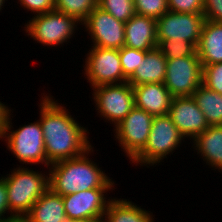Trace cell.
Returning <instances> with one entry per match:
<instances>
[{
	"label": "cell",
	"mask_w": 222,
	"mask_h": 222,
	"mask_svg": "<svg viewBox=\"0 0 222 222\" xmlns=\"http://www.w3.org/2000/svg\"><path fill=\"white\" fill-rule=\"evenodd\" d=\"M204 22V14L168 11L156 20L157 40L184 39L197 47Z\"/></svg>",
	"instance_id": "13"
},
{
	"label": "cell",
	"mask_w": 222,
	"mask_h": 222,
	"mask_svg": "<svg viewBox=\"0 0 222 222\" xmlns=\"http://www.w3.org/2000/svg\"><path fill=\"white\" fill-rule=\"evenodd\" d=\"M26 13L31 11L30 14H44L46 12L55 10V0H17Z\"/></svg>",
	"instance_id": "30"
},
{
	"label": "cell",
	"mask_w": 222,
	"mask_h": 222,
	"mask_svg": "<svg viewBox=\"0 0 222 222\" xmlns=\"http://www.w3.org/2000/svg\"><path fill=\"white\" fill-rule=\"evenodd\" d=\"M185 140L168 114L155 116L146 146L130 164L132 167L135 165L146 168L161 165L165 162L164 159H168L167 156H171L184 142H188Z\"/></svg>",
	"instance_id": "6"
},
{
	"label": "cell",
	"mask_w": 222,
	"mask_h": 222,
	"mask_svg": "<svg viewBox=\"0 0 222 222\" xmlns=\"http://www.w3.org/2000/svg\"><path fill=\"white\" fill-rule=\"evenodd\" d=\"M90 36L91 46L121 49L125 44V22L96 7L81 23Z\"/></svg>",
	"instance_id": "11"
},
{
	"label": "cell",
	"mask_w": 222,
	"mask_h": 222,
	"mask_svg": "<svg viewBox=\"0 0 222 222\" xmlns=\"http://www.w3.org/2000/svg\"><path fill=\"white\" fill-rule=\"evenodd\" d=\"M209 126L222 125V95L201 84L192 95Z\"/></svg>",
	"instance_id": "22"
},
{
	"label": "cell",
	"mask_w": 222,
	"mask_h": 222,
	"mask_svg": "<svg viewBox=\"0 0 222 222\" xmlns=\"http://www.w3.org/2000/svg\"><path fill=\"white\" fill-rule=\"evenodd\" d=\"M138 15L158 20L168 12V0H133Z\"/></svg>",
	"instance_id": "27"
},
{
	"label": "cell",
	"mask_w": 222,
	"mask_h": 222,
	"mask_svg": "<svg viewBox=\"0 0 222 222\" xmlns=\"http://www.w3.org/2000/svg\"><path fill=\"white\" fill-rule=\"evenodd\" d=\"M88 50L81 68L91 88L128 82L121 68L119 49L89 46Z\"/></svg>",
	"instance_id": "8"
},
{
	"label": "cell",
	"mask_w": 222,
	"mask_h": 222,
	"mask_svg": "<svg viewBox=\"0 0 222 222\" xmlns=\"http://www.w3.org/2000/svg\"><path fill=\"white\" fill-rule=\"evenodd\" d=\"M147 52L148 51L132 49L126 46L119 49L121 68L127 79L134 74L136 68L145 58Z\"/></svg>",
	"instance_id": "26"
},
{
	"label": "cell",
	"mask_w": 222,
	"mask_h": 222,
	"mask_svg": "<svg viewBox=\"0 0 222 222\" xmlns=\"http://www.w3.org/2000/svg\"><path fill=\"white\" fill-rule=\"evenodd\" d=\"M114 189L116 188H92L62 196L69 220L102 222L107 205L112 199L106 194H110Z\"/></svg>",
	"instance_id": "12"
},
{
	"label": "cell",
	"mask_w": 222,
	"mask_h": 222,
	"mask_svg": "<svg viewBox=\"0 0 222 222\" xmlns=\"http://www.w3.org/2000/svg\"><path fill=\"white\" fill-rule=\"evenodd\" d=\"M167 59L158 48L146 53L145 58L128 79L131 85L163 83L166 76Z\"/></svg>",
	"instance_id": "21"
},
{
	"label": "cell",
	"mask_w": 222,
	"mask_h": 222,
	"mask_svg": "<svg viewBox=\"0 0 222 222\" xmlns=\"http://www.w3.org/2000/svg\"><path fill=\"white\" fill-rule=\"evenodd\" d=\"M26 216L31 222H67L63 198L50 188L41 195Z\"/></svg>",
	"instance_id": "19"
},
{
	"label": "cell",
	"mask_w": 222,
	"mask_h": 222,
	"mask_svg": "<svg viewBox=\"0 0 222 222\" xmlns=\"http://www.w3.org/2000/svg\"><path fill=\"white\" fill-rule=\"evenodd\" d=\"M163 84L173 97L192 96L202 84V65L198 56L167 60Z\"/></svg>",
	"instance_id": "10"
},
{
	"label": "cell",
	"mask_w": 222,
	"mask_h": 222,
	"mask_svg": "<svg viewBox=\"0 0 222 222\" xmlns=\"http://www.w3.org/2000/svg\"><path fill=\"white\" fill-rule=\"evenodd\" d=\"M92 98L100 120L113 125V129L135 107L134 91L129 82L105 84L92 88Z\"/></svg>",
	"instance_id": "7"
},
{
	"label": "cell",
	"mask_w": 222,
	"mask_h": 222,
	"mask_svg": "<svg viewBox=\"0 0 222 222\" xmlns=\"http://www.w3.org/2000/svg\"><path fill=\"white\" fill-rule=\"evenodd\" d=\"M124 46L142 51L157 48L156 20L146 16L134 14L125 22Z\"/></svg>",
	"instance_id": "16"
},
{
	"label": "cell",
	"mask_w": 222,
	"mask_h": 222,
	"mask_svg": "<svg viewBox=\"0 0 222 222\" xmlns=\"http://www.w3.org/2000/svg\"><path fill=\"white\" fill-rule=\"evenodd\" d=\"M202 84L222 95V63L202 65Z\"/></svg>",
	"instance_id": "28"
},
{
	"label": "cell",
	"mask_w": 222,
	"mask_h": 222,
	"mask_svg": "<svg viewBox=\"0 0 222 222\" xmlns=\"http://www.w3.org/2000/svg\"><path fill=\"white\" fill-rule=\"evenodd\" d=\"M95 151L98 150L92 146L81 156L51 164L48 167L49 188L61 196L92 188H115L116 181L108 177L96 160L89 158Z\"/></svg>",
	"instance_id": "2"
},
{
	"label": "cell",
	"mask_w": 222,
	"mask_h": 222,
	"mask_svg": "<svg viewBox=\"0 0 222 222\" xmlns=\"http://www.w3.org/2000/svg\"><path fill=\"white\" fill-rule=\"evenodd\" d=\"M168 115L186 141L192 142L209 127L192 96L173 97Z\"/></svg>",
	"instance_id": "14"
},
{
	"label": "cell",
	"mask_w": 222,
	"mask_h": 222,
	"mask_svg": "<svg viewBox=\"0 0 222 222\" xmlns=\"http://www.w3.org/2000/svg\"><path fill=\"white\" fill-rule=\"evenodd\" d=\"M0 219H8L13 214L10 212L7 198V185L5 178L0 174Z\"/></svg>",
	"instance_id": "32"
},
{
	"label": "cell",
	"mask_w": 222,
	"mask_h": 222,
	"mask_svg": "<svg viewBox=\"0 0 222 222\" xmlns=\"http://www.w3.org/2000/svg\"><path fill=\"white\" fill-rule=\"evenodd\" d=\"M98 6V0H55V10L70 15L82 23Z\"/></svg>",
	"instance_id": "23"
},
{
	"label": "cell",
	"mask_w": 222,
	"mask_h": 222,
	"mask_svg": "<svg viewBox=\"0 0 222 222\" xmlns=\"http://www.w3.org/2000/svg\"><path fill=\"white\" fill-rule=\"evenodd\" d=\"M0 222H7V219H0Z\"/></svg>",
	"instance_id": "37"
},
{
	"label": "cell",
	"mask_w": 222,
	"mask_h": 222,
	"mask_svg": "<svg viewBox=\"0 0 222 222\" xmlns=\"http://www.w3.org/2000/svg\"><path fill=\"white\" fill-rule=\"evenodd\" d=\"M205 20L222 22V0H204Z\"/></svg>",
	"instance_id": "31"
},
{
	"label": "cell",
	"mask_w": 222,
	"mask_h": 222,
	"mask_svg": "<svg viewBox=\"0 0 222 222\" xmlns=\"http://www.w3.org/2000/svg\"><path fill=\"white\" fill-rule=\"evenodd\" d=\"M134 91L135 107L152 115L169 113L173 96L163 83L131 85Z\"/></svg>",
	"instance_id": "15"
},
{
	"label": "cell",
	"mask_w": 222,
	"mask_h": 222,
	"mask_svg": "<svg viewBox=\"0 0 222 222\" xmlns=\"http://www.w3.org/2000/svg\"><path fill=\"white\" fill-rule=\"evenodd\" d=\"M7 222H31V220L26 215H12Z\"/></svg>",
	"instance_id": "34"
},
{
	"label": "cell",
	"mask_w": 222,
	"mask_h": 222,
	"mask_svg": "<svg viewBox=\"0 0 222 222\" xmlns=\"http://www.w3.org/2000/svg\"><path fill=\"white\" fill-rule=\"evenodd\" d=\"M39 121L43 129L45 153L48 167L58 161L76 158L93 145L89 140L88 126H82L75 115L51 95L41 93ZM54 98V99H53ZM60 102V103H58Z\"/></svg>",
	"instance_id": "1"
},
{
	"label": "cell",
	"mask_w": 222,
	"mask_h": 222,
	"mask_svg": "<svg viewBox=\"0 0 222 222\" xmlns=\"http://www.w3.org/2000/svg\"><path fill=\"white\" fill-rule=\"evenodd\" d=\"M23 25L22 31H25V36L50 49H55L53 47L57 46L63 48L64 44L67 47V44L71 43L70 39L75 37V33L77 34L80 28L83 30L76 18L57 10L33 15Z\"/></svg>",
	"instance_id": "5"
},
{
	"label": "cell",
	"mask_w": 222,
	"mask_h": 222,
	"mask_svg": "<svg viewBox=\"0 0 222 222\" xmlns=\"http://www.w3.org/2000/svg\"><path fill=\"white\" fill-rule=\"evenodd\" d=\"M67 222H100V221L68 220Z\"/></svg>",
	"instance_id": "36"
},
{
	"label": "cell",
	"mask_w": 222,
	"mask_h": 222,
	"mask_svg": "<svg viewBox=\"0 0 222 222\" xmlns=\"http://www.w3.org/2000/svg\"><path fill=\"white\" fill-rule=\"evenodd\" d=\"M197 55L201 65L222 63V22L205 20L197 45Z\"/></svg>",
	"instance_id": "18"
},
{
	"label": "cell",
	"mask_w": 222,
	"mask_h": 222,
	"mask_svg": "<svg viewBox=\"0 0 222 222\" xmlns=\"http://www.w3.org/2000/svg\"><path fill=\"white\" fill-rule=\"evenodd\" d=\"M168 10L176 13L203 14L204 0H168Z\"/></svg>",
	"instance_id": "29"
},
{
	"label": "cell",
	"mask_w": 222,
	"mask_h": 222,
	"mask_svg": "<svg viewBox=\"0 0 222 222\" xmlns=\"http://www.w3.org/2000/svg\"><path fill=\"white\" fill-rule=\"evenodd\" d=\"M153 212L141 208L126 198L113 197L106 208L102 222H154Z\"/></svg>",
	"instance_id": "20"
},
{
	"label": "cell",
	"mask_w": 222,
	"mask_h": 222,
	"mask_svg": "<svg viewBox=\"0 0 222 222\" xmlns=\"http://www.w3.org/2000/svg\"><path fill=\"white\" fill-rule=\"evenodd\" d=\"M12 110L14 109L9 110L1 138V142L4 141L7 146L6 151L11 152L16 160L19 161L21 165L17 164V166L26 165L27 167L35 164L36 166L44 165L47 168L43 129L39 119L34 122H28V124H22V126L19 125L15 130L12 123V118L14 117L12 116Z\"/></svg>",
	"instance_id": "4"
},
{
	"label": "cell",
	"mask_w": 222,
	"mask_h": 222,
	"mask_svg": "<svg viewBox=\"0 0 222 222\" xmlns=\"http://www.w3.org/2000/svg\"><path fill=\"white\" fill-rule=\"evenodd\" d=\"M8 104H4V102L2 103L0 101V140L2 138L3 135V131L6 125V119L9 113V110L11 109V107L7 106Z\"/></svg>",
	"instance_id": "33"
},
{
	"label": "cell",
	"mask_w": 222,
	"mask_h": 222,
	"mask_svg": "<svg viewBox=\"0 0 222 222\" xmlns=\"http://www.w3.org/2000/svg\"><path fill=\"white\" fill-rule=\"evenodd\" d=\"M153 119L146 111L134 107L113 129L114 140L119 143L127 160L132 161L146 146Z\"/></svg>",
	"instance_id": "9"
},
{
	"label": "cell",
	"mask_w": 222,
	"mask_h": 222,
	"mask_svg": "<svg viewBox=\"0 0 222 222\" xmlns=\"http://www.w3.org/2000/svg\"><path fill=\"white\" fill-rule=\"evenodd\" d=\"M197 152L208 168L222 174V125H211L199 134L192 142H188Z\"/></svg>",
	"instance_id": "17"
},
{
	"label": "cell",
	"mask_w": 222,
	"mask_h": 222,
	"mask_svg": "<svg viewBox=\"0 0 222 222\" xmlns=\"http://www.w3.org/2000/svg\"><path fill=\"white\" fill-rule=\"evenodd\" d=\"M9 2L8 0H0V12H2V8H4L5 3Z\"/></svg>",
	"instance_id": "35"
},
{
	"label": "cell",
	"mask_w": 222,
	"mask_h": 222,
	"mask_svg": "<svg viewBox=\"0 0 222 222\" xmlns=\"http://www.w3.org/2000/svg\"><path fill=\"white\" fill-rule=\"evenodd\" d=\"M157 48L167 60L186 56H198L197 47L184 39L179 41L157 40Z\"/></svg>",
	"instance_id": "24"
},
{
	"label": "cell",
	"mask_w": 222,
	"mask_h": 222,
	"mask_svg": "<svg viewBox=\"0 0 222 222\" xmlns=\"http://www.w3.org/2000/svg\"><path fill=\"white\" fill-rule=\"evenodd\" d=\"M98 7L122 22L136 14L133 0H98Z\"/></svg>",
	"instance_id": "25"
},
{
	"label": "cell",
	"mask_w": 222,
	"mask_h": 222,
	"mask_svg": "<svg viewBox=\"0 0 222 222\" xmlns=\"http://www.w3.org/2000/svg\"><path fill=\"white\" fill-rule=\"evenodd\" d=\"M49 170L39 171L29 166H17L3 177L13 215H26L38 198L49 189ZM45 173V174H44Z\"/></svg>",
	"instance_id": "3"
}]
</instances>
